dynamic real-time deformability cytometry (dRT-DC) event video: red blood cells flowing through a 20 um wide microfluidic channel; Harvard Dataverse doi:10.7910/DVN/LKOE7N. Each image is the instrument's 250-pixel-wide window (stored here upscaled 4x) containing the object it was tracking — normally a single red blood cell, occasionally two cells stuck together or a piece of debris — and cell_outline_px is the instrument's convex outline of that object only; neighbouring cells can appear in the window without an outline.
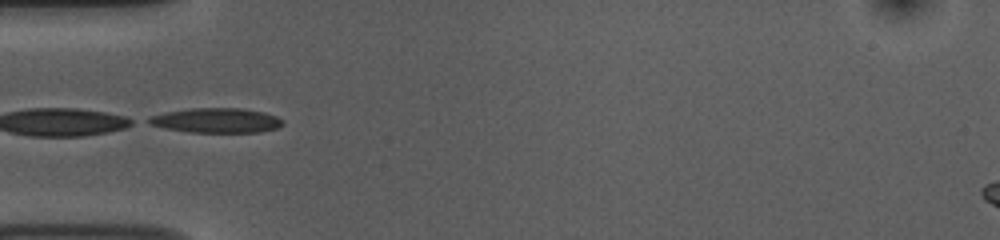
{"species": "common noctule bat (a hibernating species)", "species_latin": "Nyctalus noctula", "temperature_condition": "room temperature", "stored_images_in_passage": 29, "camera_frame_rate_fps": 3000, "um_per_image_px": 0.085, "animal": {"sex": "female", "body_mass_g": 10.0, "forearm_length_mm": 53.1}, "frame": {"image": 1, "passage_image": 1, "time_ms": 0.0, "image_size_px": [1000, 240], "cell_outline_px": [[284, 124], [276, 128], [260, 132], [192, 132], [164, 128], [148, 124], [140, 120], [148, 116], [164, 112], [188, 108], [240, 108], [264, 112], [276, 116], [284, 120]], "centroid_in_image_um": [18.3, 10.23], "position_along_channel_um": 66.7, "area_um2": 19.65}, "authors_computed_cell_mechanics": {"area_um2": 18.9006, "velocity_mm_per_s": 3.7692, "shape_relaxation_time_tau1_ms": 7.0717, "shape_relaxation_time_tau2_ms": null, "deformation_change_tau1": 0.1666, "deformation_change_tau2": null}}